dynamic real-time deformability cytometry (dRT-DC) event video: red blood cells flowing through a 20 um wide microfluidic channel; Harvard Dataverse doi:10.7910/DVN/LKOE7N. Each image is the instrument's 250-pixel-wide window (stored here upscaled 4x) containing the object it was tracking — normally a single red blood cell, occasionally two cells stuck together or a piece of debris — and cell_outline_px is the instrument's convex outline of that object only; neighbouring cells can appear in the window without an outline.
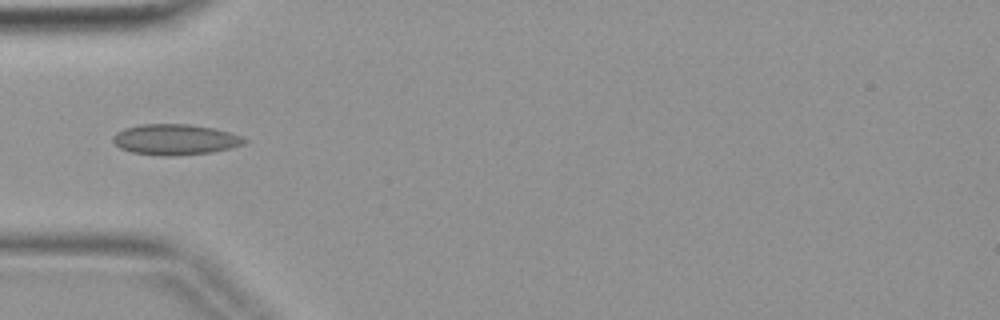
{"species": "common noctule bat (a hibernating species)", "species_latin": "Nyctalus noctula", "temperature_condition": "warm", "stored_images_in_passage": 3, "camera_frame_rate_fps": 3000, "um_per_image_px": 0.085, "animal": {"sex": "female", "body_mass_g": 19.9}, "frame": {"image": 1, "passage_image": 3, "time_ms": 0.667, "image_size_px": [1000, 320], "cell_outline_px": [[248, 140], [244, 144], [232, 148], [212, 152], [168, 156], [160, 156], [132, 152], [120, 148], [112, 140], [112, 136], [116, 132], [124, 128], [140, 124], [188, 124], [212, 128], [244, 136]], "centroid_in_image_um": [14.89, 11.86], "position_along_channel_um": 70.1, "area_um2": 23.58}}